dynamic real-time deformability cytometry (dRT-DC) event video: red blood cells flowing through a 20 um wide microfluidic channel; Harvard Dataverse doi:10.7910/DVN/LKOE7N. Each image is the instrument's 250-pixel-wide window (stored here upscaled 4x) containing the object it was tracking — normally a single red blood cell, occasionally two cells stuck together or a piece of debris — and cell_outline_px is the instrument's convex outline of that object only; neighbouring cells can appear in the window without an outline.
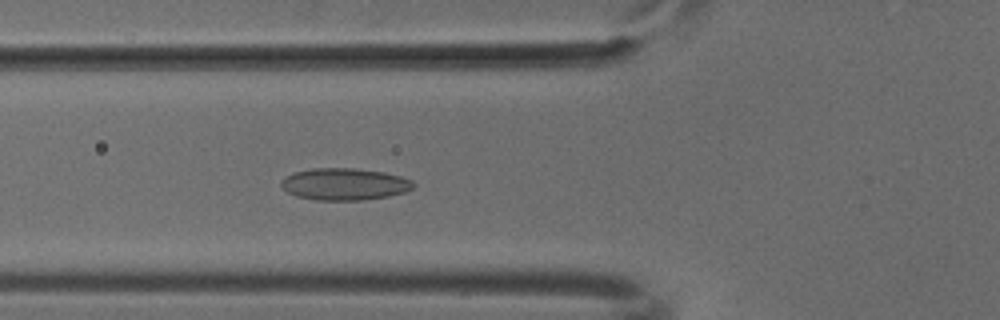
{"species": "common noctule bat (a hibernating species)", "species_latin": "Nyctalus noctula", "temperature_condition": "cold", "stored_images_in_passage": 50, "camera_frame_rate_fps": 3000, "um_per_image_px": 0.085, "animal": {"sex": "male", "body_mass_g": 18.8}, "frame": {"image": 1, "passage_image": 18, "time_ms": 5.667, "image_size_px": [1000, 320], "cell_outline_px": [[416, 184], [412, 188], [404, 192], [388, 196], [364, 200], [316, 200], [296, 196], [288, 192], [280, 184], [280, 180], [284, 176], [292, 172], [312, 168], [356, 168], [384, 172], [400, 176], [412, 180]], "centroid_in_image_um": [29.26, 15.64], "position_along_channel_um": 96.5, "area_um2": 24.8}}
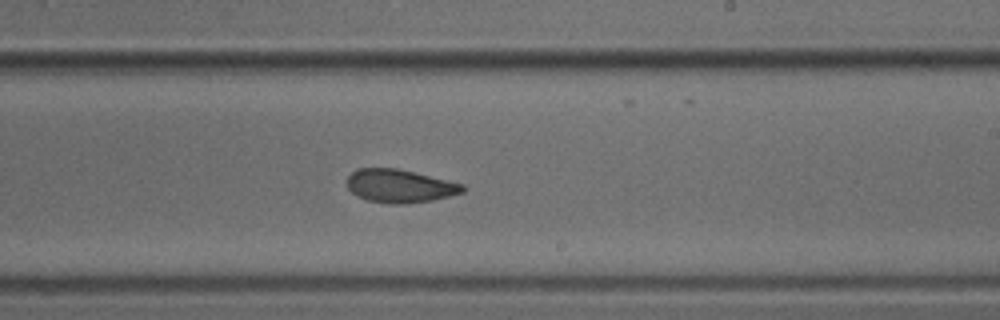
{"frame": {"image": 2, "passage_image": 30, "time_ms": 9.667, "image_size_px": [1000, 320], "cell_outline_px": [[464, 192], [432, 200], [408, 204], [392, 204], [368, 200], [356, 196], [348, 188], [348, 176], [356, 168], [396, 168], [464, 184]], "centroid_in_image_um": [33.96, 15.81], "position_along_channel_um": 255.0, "area_um2": 22.25}}
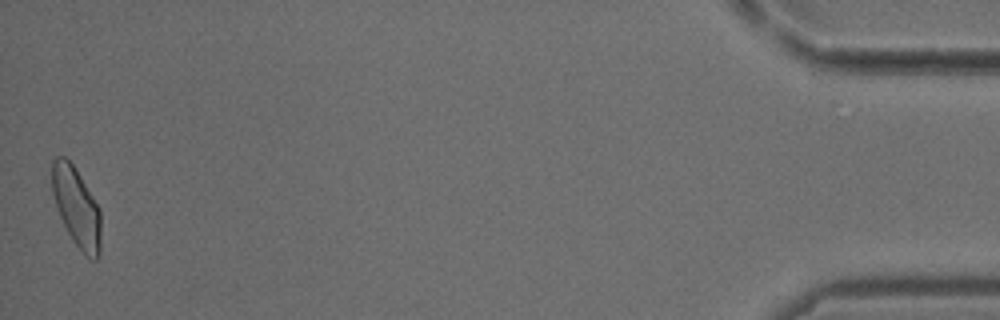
{"frame": {"image": 3, "passage_image": 50, "time_ms": 16.333, "image_size_px": [1000, 320], "cell_outline_px": [[100, 256], [96, 260], [92, 260], [72, 240], [56, 208], [52, 192], [52, 160], [56, 156], [64, 156], [72, 164], [100, 208]], "centroid_in_image_um": [6.5, 17.6], "position_along_channel_um": 428.7, "area_um2": 22.31}}